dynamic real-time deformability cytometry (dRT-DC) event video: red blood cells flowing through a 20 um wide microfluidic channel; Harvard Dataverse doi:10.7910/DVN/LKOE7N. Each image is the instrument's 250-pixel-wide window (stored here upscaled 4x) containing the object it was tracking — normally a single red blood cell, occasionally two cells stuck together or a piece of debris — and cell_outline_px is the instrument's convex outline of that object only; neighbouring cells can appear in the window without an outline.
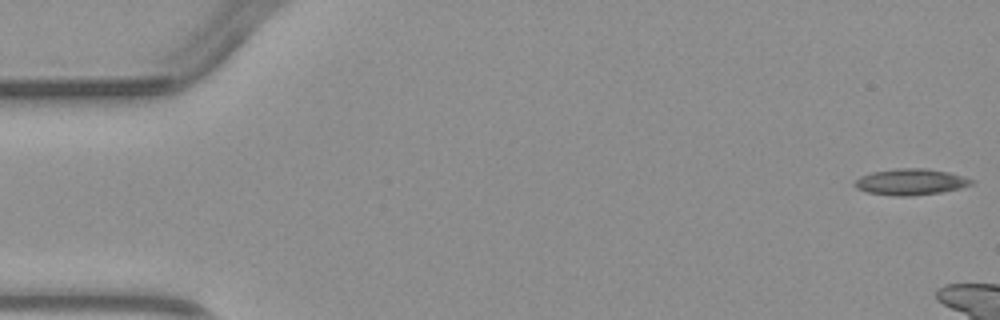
{"species": "common noctule bat (a hibernating species)", "species_latin": "Nyctalus noctula", "temperature_condition": "warm", "stored_images_in_passage": 4, "camera_frame_rate_fps": 3000, "um_per_image_px": 0.085, "animal": {"sex": "male", "body_mass_g": 23.1, "forearm_length_mm": 52.7}, "frame": {"image": 1, "passage_image": 1, "time_ms": 0.0, "image_size_px": [1000, 320], "cell_outline_px": [[976, 180], [972, 184], [960, 188], [940, 192], [912, 196], [896, 196], [868, 192], [856, 188], [852, 184], [860, 176], [872, 172], [896, 168], [928, 168], [948, 172], [964, 176]], "centroid_in_image_um": [77.42, 15.45], "position_along_channel_um": 7.6, "area_um2": 17.92}}